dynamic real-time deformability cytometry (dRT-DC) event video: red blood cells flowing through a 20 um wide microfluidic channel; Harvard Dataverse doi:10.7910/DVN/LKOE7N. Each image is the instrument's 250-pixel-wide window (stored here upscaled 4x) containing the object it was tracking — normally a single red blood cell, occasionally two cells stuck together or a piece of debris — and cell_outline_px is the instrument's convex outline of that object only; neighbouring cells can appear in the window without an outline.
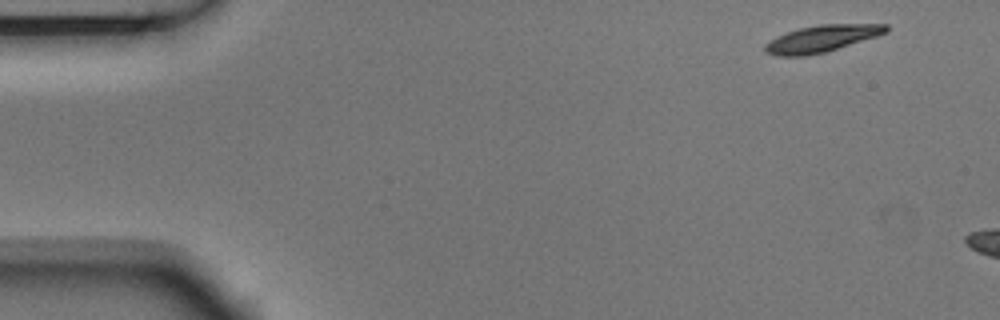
{"species": "Egyptian fruit bat (a non-hibernating species)", "species_latin": "Rousettus aegyptiacus", "temperature_condition": "room temperature", "stored_images_in_passage": 3, "camera_frame_rate_fps": 3000, "um_per_image_px": 0.085, "animal": {"sex": "male"}, "frame": {"image": 1, "passage_image": 1, "time_ms": 0.0, "image_size_px": [1000, 320], "cell_outline_px": [[888, 32], [876, 36], [824, 52], [808, 56], [776, 56], [764, 52], [764, 44], [776, 36], [800, 28], [820, 24], [888, 24]], "centroid_in_image_um": [69.8, 3.29], "position_along_channel_um": 15.2, "area_um2": 18.79}}